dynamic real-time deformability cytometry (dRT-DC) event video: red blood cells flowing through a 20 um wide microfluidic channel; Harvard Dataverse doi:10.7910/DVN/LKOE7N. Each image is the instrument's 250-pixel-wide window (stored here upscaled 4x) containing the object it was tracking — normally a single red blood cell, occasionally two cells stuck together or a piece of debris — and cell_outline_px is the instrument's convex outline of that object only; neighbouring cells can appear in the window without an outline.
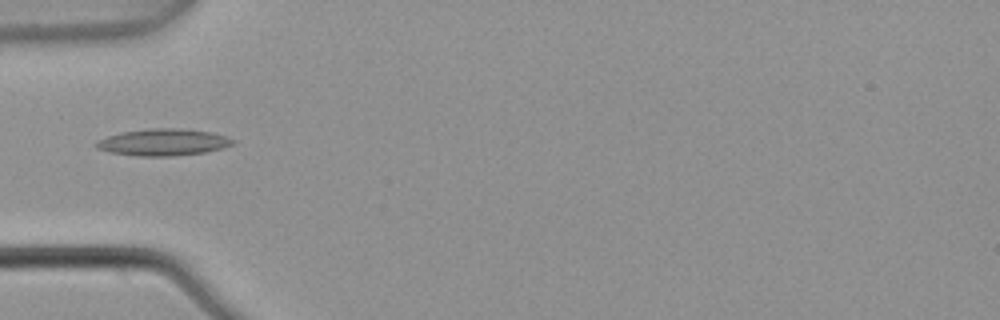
{"species": "common noctule bat (a hibernating species)", "species_latin": "Nyctalus noctula", "temperature_condition": "warm", "stored_images_in_passage": 1, "camera_frame_rate_fps": 3000, "um_per_image_px": 0.085, "animal": {"sex": "male", "body_mass_g": 21.5, "forearm_length_mm": 52.0}, "frame": {"image": 1, "passage_image": 1, "time_ms": 0.0, "image_size_px": [1000, 320], "cell_outline_px": [[236, 140], [232, 144], [224, 148], [204, 152], [172, 156], [140, 156], [112, 152], [96, 148], [92, 144], [96, 140], [120, 132], [148, 128], [180, 128], [212, 132]], "centroid_in_image_um": [13.84, 12.08], "position_along_channel_um": 71.2, "area_um2": 21.39}}